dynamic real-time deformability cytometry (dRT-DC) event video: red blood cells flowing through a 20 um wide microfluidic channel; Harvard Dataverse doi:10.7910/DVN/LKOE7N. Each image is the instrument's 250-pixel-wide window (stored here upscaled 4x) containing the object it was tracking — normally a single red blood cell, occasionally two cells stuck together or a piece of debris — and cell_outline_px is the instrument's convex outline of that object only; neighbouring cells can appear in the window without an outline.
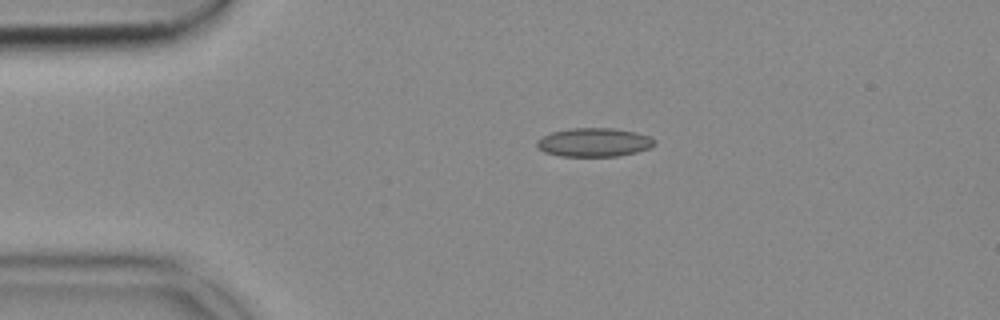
{"species": "common noctule bat (a hibernating species)", "species_latin": "Nyctalus noctula", "temperature_condition": "cold", "stored_images_in_passage": 43, "camera_frame_rate_fps": 3000, "um_per_image_px": 0.085, "animal": {"sex": "female", "body_mass_g": 18.4}, "frame": {"image": 1, "passage_image": 1, "time_ms": 0.0, "image_size_px": [1000, 320], "cell_outline_px": [[656, 144], [648, 148], [636, 152], [620, 156], [560, 156], [544, 152], [536, 144], [536, 140], [552, 132], [572, 128], [612, 128], [636, 132], [648, 136], [656, 140]], "centroid_in_image_um": [50.51, 12.1], "position_along_channel_um": 34.5, "area_um2": 19.59}}
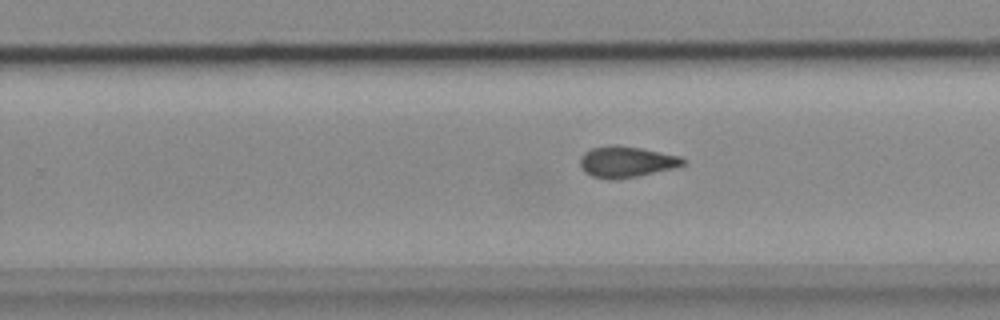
{"frame": {"image": 2, "passage_image": 23, "time_ms": 7.333, "image_size_px": [1000, 320], "cell_outline_px": [[688, 160], [684, 164], [676, 168], [616, 180], [612, 180], [592, 176], [584, 172], [580, 164], [580, 156], [584, 152], [592, 148], [612, 144], [616, 144], [640, 148], [680, 156]], "centroid_in_image_um": [53.24, 13.75], "position_along_channel_um": 276.6, "area_um2": 18.79}}
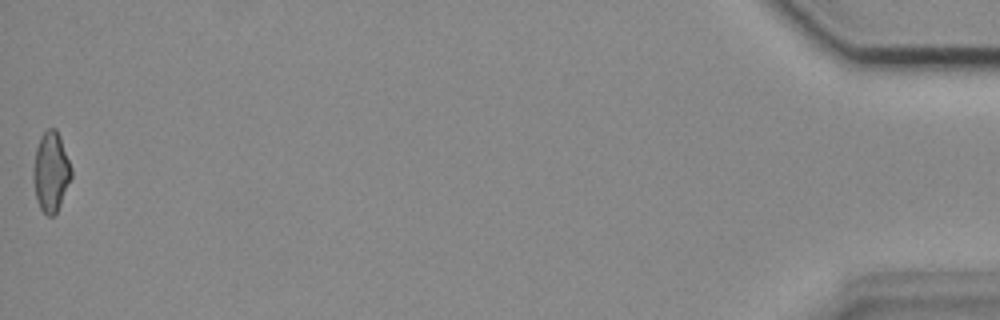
{"frame": {"image": 3, "passage_image": 43, "time_ms": 14.0, "image_size_px": [1000, 320], "cell_outline_px": [[72, 176], [60, 204], [56, 212], [52, 216], [48, 216], [40, 208], [36, 200], [32, 180], [32, 168], [36, 148], [40, 136], [48, 128], [56, 128], [60, 136], [72, 168]], "centroid_in_image_um": [4.31, 14.58], "position_along_channel_um": 430.9, "area_um2": 17.86}}